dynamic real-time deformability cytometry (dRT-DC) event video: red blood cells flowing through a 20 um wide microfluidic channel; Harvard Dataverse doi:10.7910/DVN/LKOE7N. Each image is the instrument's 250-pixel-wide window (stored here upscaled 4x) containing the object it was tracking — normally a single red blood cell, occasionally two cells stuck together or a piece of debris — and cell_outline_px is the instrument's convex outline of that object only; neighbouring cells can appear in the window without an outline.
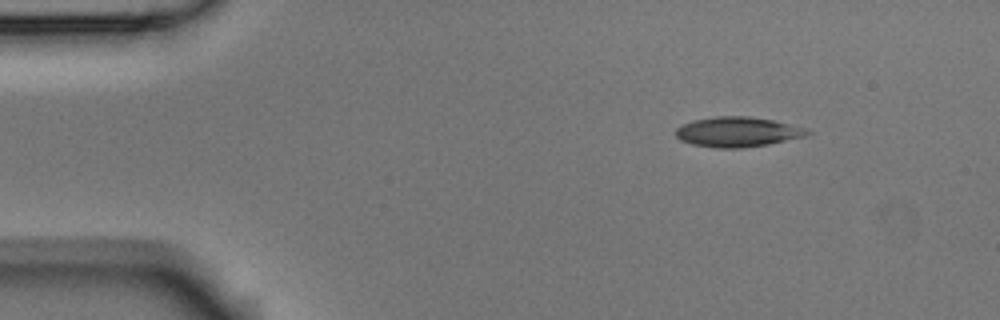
{"species": "Egyptian fruit bat (a non-hibernating species)", "species_latin": "Rousettus aegyptiacus", "temperature_condition": "room temperature", "stored_images_in_passage": 2, "camera_frame_rate_fps": 3000, "um_per_image_px": 0.085, "animal": {"sex": "male"}, "frame": {"image": 1, "passage_image": 1, "time_ms": 0.0, "image_size_px": [1000, 320], "cell_outline_px": [[812, 132], [804, 136], [768, 144], [740, 148], [716, 148], [692, 144], [680, 140], [676, 136], [676, 128], [680, 124], [692, 120], [716, 116], [748, 116], [772, 120], [808, 128]], "centroid_in_image_um": [62.66, 11.2], "position_along_channel_um": 22.3, "area_um2": 23.0}}